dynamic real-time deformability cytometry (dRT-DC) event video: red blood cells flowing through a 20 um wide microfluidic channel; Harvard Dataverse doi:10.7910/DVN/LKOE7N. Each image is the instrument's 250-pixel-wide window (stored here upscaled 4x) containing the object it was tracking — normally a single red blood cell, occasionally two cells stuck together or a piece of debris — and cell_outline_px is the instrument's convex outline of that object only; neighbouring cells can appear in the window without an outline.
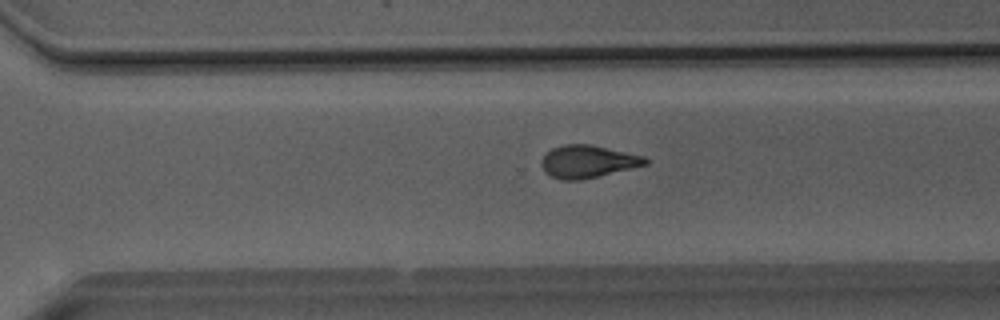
{"species": "Egyptian fruit bat (a non-hibernating species)", "species_latin": "Rousettus aegyptiacus", "temperature_condition": "room temperature", "stored_images_in_passage": 45, "camera_frame_rate_fps": 3000, "um_per_image_px": 0.085, "animal": {"sex": "male"}, "frame": {"image": 1, "passage_image": 30, "time_ms": 9.667, "image_size_px": [1000, 320], "cell_outline_px": [[648, 164], [632, 168], [580, 180], [560, 180], [544, 172], [540, 164], [540, 160], [552, 148], [564, 144], [592, 144], [644, 156], [648, 160]], "centroid_in_image_um": [49.94, 13.72], "position_along_channel_um": 320.7, "area_um2": 19.71}}
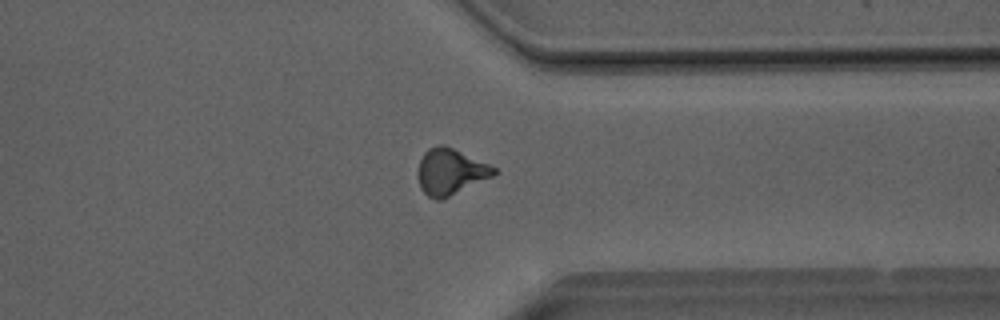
{"frame": {"image": 2, "passage_image": 34, "time_ms": 11.0, "image_size_px": [1000, 320], "cell_outline_px": [[500, 172], [492, 176], [440, 200], [436, 200], [428, 196], [420, 188], [416, 172], [420, 160], [424, 152], [428, 148], [440, 144], [444, 144], [488, 164], [496, 168]], "centroid_in_image_um": [38.24, 14.58], "position_along_channel_um": 373.2, "area_um2": 20.29}}
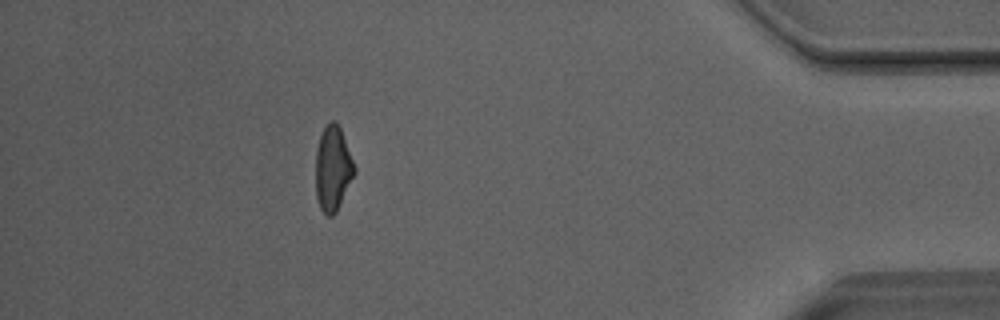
{"frame": {"image": 3, "passage_image": 40, "time_ms": 13.0, "image_size_px": [1000, 320], "cell_outline_px": [[356, 172], [336, 212], [332, 216], [328, 216], [320, 208], [316, 196], [316, 152], [320, 136], [324, 128], [332, 120], [336, 120], [340, 128], [356, 168]], "centroid_in_image_um": [28.29, 14.34], "position_along_channel_um": 406.9, "area_um2": 18.96}, "authors_computed_cell_mechanics": {"area_um2": 19.941, "velocity_mm_per_s": 4.0693, "shape_relaxation_time_tau1_ms": 7.2758, "shape_relaxation_time_tau2_ms": 1.664, "deformation_change_tau1": 0.1969, "deformation_change_tau2": 0.098}}